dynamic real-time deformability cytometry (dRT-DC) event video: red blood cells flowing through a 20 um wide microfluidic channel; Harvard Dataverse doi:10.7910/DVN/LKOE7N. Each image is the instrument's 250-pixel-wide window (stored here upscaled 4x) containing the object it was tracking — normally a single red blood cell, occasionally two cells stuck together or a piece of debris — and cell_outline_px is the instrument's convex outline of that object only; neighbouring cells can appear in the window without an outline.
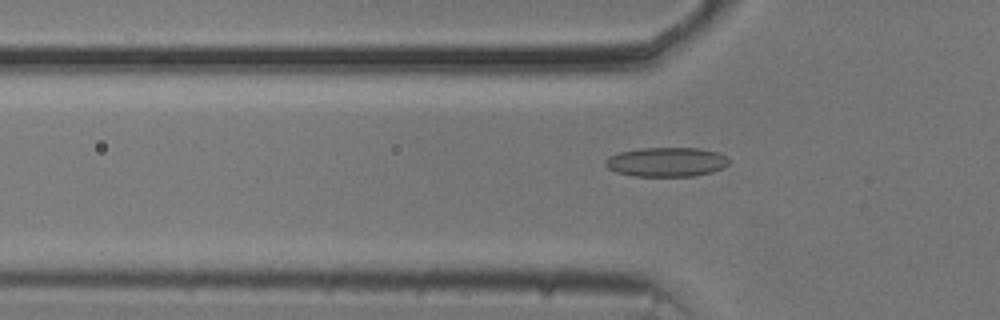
{"species": "common noctule bat (a hibernating species)", "species_latin": "Nyctalus noctula", "temperature_condition": "cold", "stored_images_in_passage": 50, "camera_frame_rate_fps": 3000, "um_per_image_px": 0.085, "animal": {"sex": "male", "body_mass_g": 20.5, "forearm_length_mm": 52.5}, "frame": {"image": 1, "passage_image": 17, "time_ms": 5.333, "image_size_px": [1000, 320], "cell_outline_px": [[728, 164], [712, 172], [692, 176], [632, 176], [616, 172], [608, 168], [604, 164], [604, 160], [608, 156], [620, 152], [640, 148], [700, 148], [716, 152], [724, 156], [728, 160]], "centroid_in_image_um": [56.58, 13.77], "position_along_channel_um": 69.2, "area_um2": 21.04}}
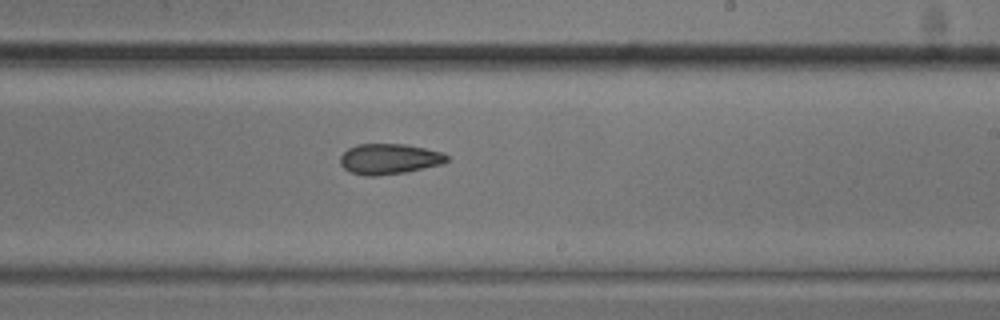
{"frame": {"image": 2, "passage_image": 32, "time_ms": 10.333, "image_size_px": [1000, 320], "cell_outline_px": [[448, 160], [444, 164], [404, 172], [376, 176], [364, 176], [348, 172], [340, 164], [340, 156], [348, 148], [356, 144], [404, 144], [444, 152], [448, 156]], "centroid_in_image_um": [33.07, 13.51], "position_along_channel_um": 255.9, "area_um2": 19.13}}
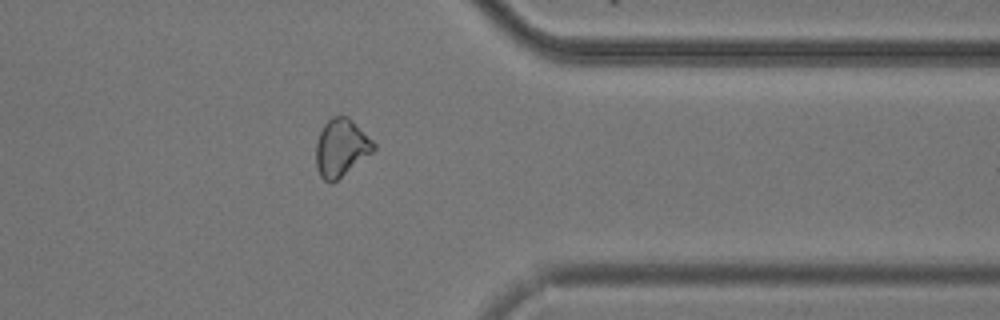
{"frame": {"image": 3, "passage_image": 43, "time_ms": 14.0, "image_size_px": [1000, 320], "cell_outline_px": [[376, 148], [372, 152], [332, 184], [324, 180], [320, 176], [316, 168], [316, 140], [324, 124], [332, 116], [348, 116], [376, 144]], "centroid_in_image_um": [28.97, 12.56], "position_along_channel_um": 382.4, "area_um2": 19.25}}